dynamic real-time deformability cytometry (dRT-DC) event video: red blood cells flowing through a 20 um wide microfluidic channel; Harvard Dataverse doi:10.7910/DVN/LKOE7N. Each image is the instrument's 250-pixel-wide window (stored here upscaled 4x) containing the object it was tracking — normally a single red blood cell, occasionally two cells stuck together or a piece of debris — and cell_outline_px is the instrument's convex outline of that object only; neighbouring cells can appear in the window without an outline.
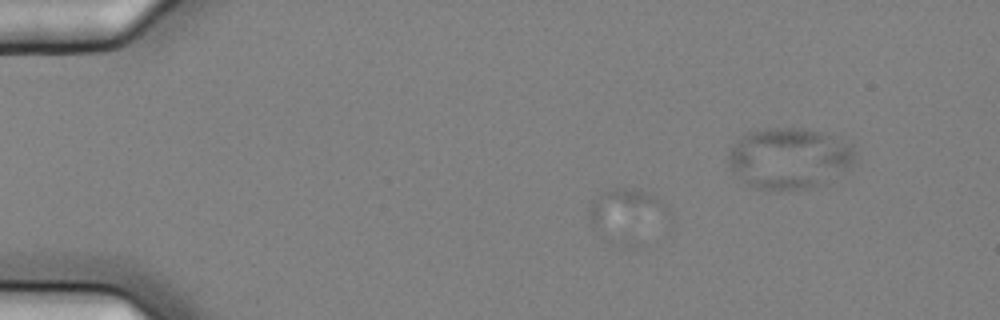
{"species": "common noctule bat (a hibernating species)", "species_latin": "Nyctalus noctula", "temperature_condition": "cold", "stored_images_in_passage": 12, "segment_of_instrument_passage": [1, 2], "camera_frame_rate_fps": 3000, "um_per_image_px": 0.085, "animal": {"sex": "female", "body_mass_g": 25.1}, "frame": {"image": 1, "passage_image": 4, "time_ms": 1.0, "image_size_px": [1000, 320], "cell_outline_px": [[672, 212], [668, 220], [596, 224], [592, 224], [588, 208], [592, 200], [604, 192], [612, 188], [624, 188], [644, 192], [660, 200]], "centroid_in_image_um": [53.28, 17.63], "position_along_channel_um": 31.7, "area_um2": 16.3}}